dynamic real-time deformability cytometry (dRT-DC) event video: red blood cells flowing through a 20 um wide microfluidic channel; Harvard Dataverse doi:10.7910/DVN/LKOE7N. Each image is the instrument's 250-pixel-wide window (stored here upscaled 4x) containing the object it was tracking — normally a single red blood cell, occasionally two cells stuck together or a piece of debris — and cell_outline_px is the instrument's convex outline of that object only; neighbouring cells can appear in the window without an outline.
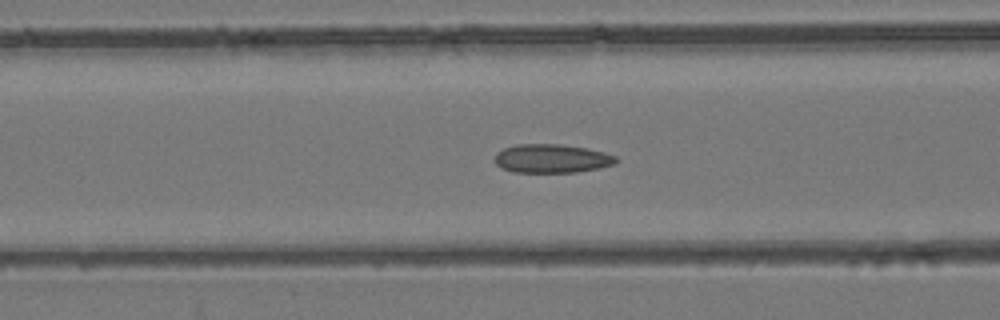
{"species": "common noctule bat (a hibernating species)", "species_latin": "Nyctalus noctula", "temperature_condition": "room temperature", "stored_images_in_passage": 52, "camera_frame_rate_fps": 3000, "um_per_image_px": 0.085, "animal": {"sex": "female", "body_mass_g": 24.6, "forearm_length_mm": 56.2}, "frame": {"image": 1, "passage_image": 21, "time_ms": 6.667, "image_size_px": [1000, 320], "cell_outline_px": [[616, 160], [612, 164], [600, 168], [576, 172], [512, 172], [500, 168], [496, 164], [496, 152], [504, 148], [516, 144], [560, 144], [588, 148], [604, 152], [616, 156]], "centroid_in_image_um": [46.87, 13.47], "position_along_channel_um": 119.7, "area_um2": 20.29}}
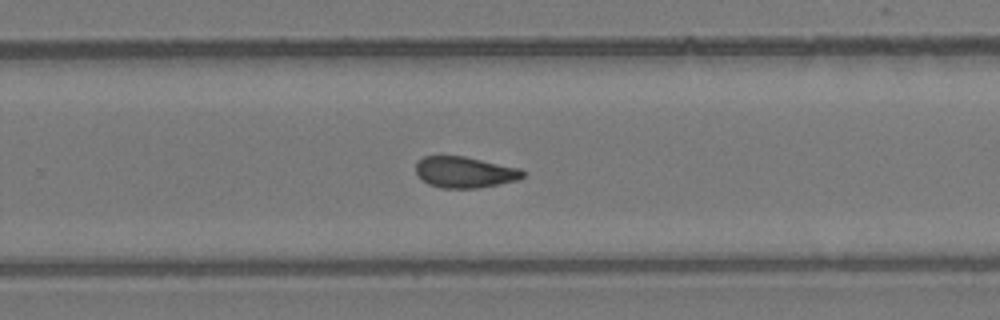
{"frame": {"image": 2, "passage_image": 34, "time_ms": 11.0, "image_size_px": [1000, 320], "cell_outline_px": [[524, 176], [516, 180], [480, 188], [440, 188], [428, 184], [416, 172], [416, 164], [424, 156], [464, 156], [520, 168], [524, 172]], "centroid_in_image_um": [39.51, 14.64], "position_along_channel_um": 290.3, "area_um2": 19.25}}
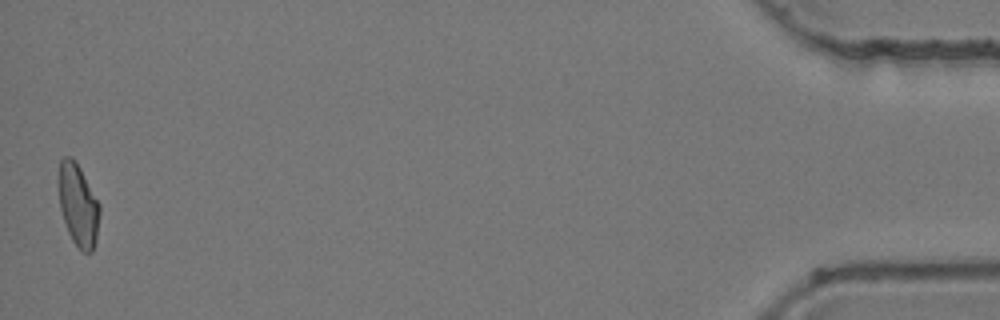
{"frame": {"image": 3, "passage_image": 52, "time_ms": 17.0, "image_size_px": [1000, 320], "cell_outline_px": [[100, 212], [96, 240], [92, 252], [80, 252], [72, 240], [68, 232], [60, 208], [60, 160], [64, 156], [72, 156], [80, 168], [100, 204]], "centroid_in_image_um": [6.67, 17.47], "position_along_channel_um": 428.5, "area_um2": 19.42}, "authors_computed_cell_mechanics": {"area_um2": 19.9699, "velocity_mm_per_s": 3.9398, "shape_relaxation_time_tau1_ms": null, "shape_relaxation_time_tau2_ms": 2.242, "deformation_change_tau1": null, "deformation_change_tau2": 0.0849}}